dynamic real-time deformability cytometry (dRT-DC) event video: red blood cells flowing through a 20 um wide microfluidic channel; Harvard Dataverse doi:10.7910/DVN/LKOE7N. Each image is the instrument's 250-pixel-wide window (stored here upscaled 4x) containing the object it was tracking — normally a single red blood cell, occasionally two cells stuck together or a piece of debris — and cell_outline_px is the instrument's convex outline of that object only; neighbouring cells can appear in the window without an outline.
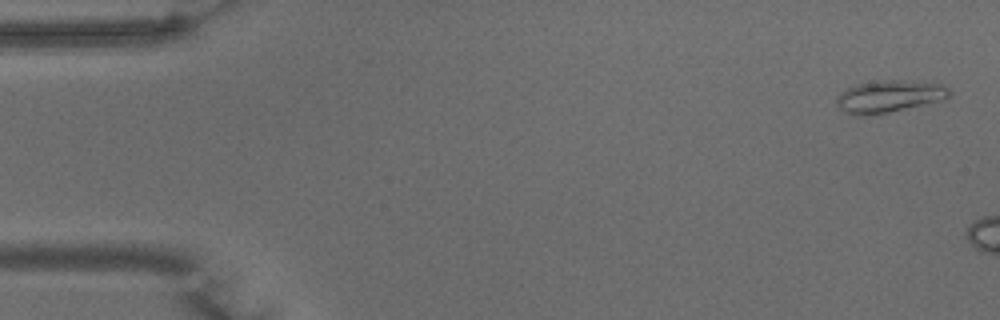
{"species": "common noctule bat (a hibernating species)", "species_latin": "Nyctalus noctula", "temperature_condition": "warm", "stored_images_in_passage": 10, "camera_frame_rate_fps": 3000, "um_per_image_px": 0.085, "animal": {"sex": "male", "body_mass_g": 15.6}, "frame": {"image": 1, "passage_image": 1, "time_ms": 0.0, "image_size_px": [1000, 320], "cell_outline_px": [[952, 92], [948, 96], [940, 100], [888, 112], [864, 116], [856, 116], [844, 112], [836, 104], [836, 96], [840, 92], [856, 84], [892, 80], [896, 80], [944, 84]], "centroid_in_image_um": [75.53, 8.2], "position_along_channel_um": 9.5, "area_um2": 20.75}}